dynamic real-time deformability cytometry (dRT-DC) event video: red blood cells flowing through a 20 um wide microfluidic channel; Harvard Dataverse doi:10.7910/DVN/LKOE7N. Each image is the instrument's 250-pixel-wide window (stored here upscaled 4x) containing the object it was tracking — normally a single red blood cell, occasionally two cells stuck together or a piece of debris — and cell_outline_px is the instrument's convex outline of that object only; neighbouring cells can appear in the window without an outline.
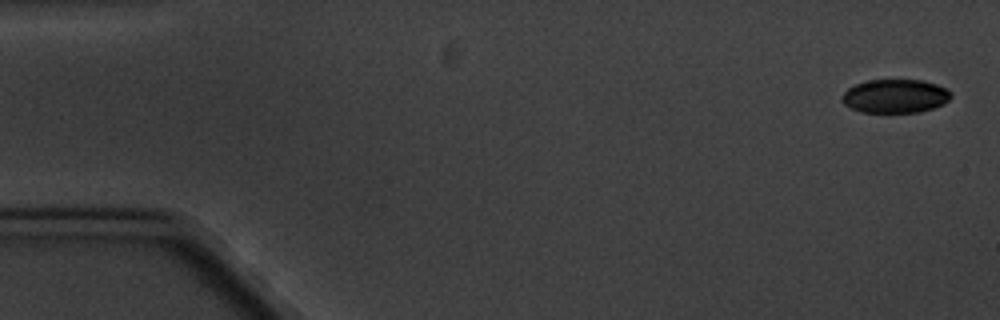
{"species": "common noctule bat (a hibernating species)", "species_latin": "Nyctalus noctula", "temperature_condition": "cold", "stored_images_in_passage": 6, "camera_frame_rate_fps": 3000, "um_per_image_px": 0.085, "animal": {"sex": "male", "body_mass_g": 20.1, "forearm_length_mm": 53.5}, "frame": {"image": 1, "passage_image": 1, "time_ms": 0.0, "image_size_px": [1000, 320], "cell_outline_px": [[952, 96], [944, 104], [920, 112], [860, 112], [844, 104], [840, 100], [840, 96], [848, 88], [856, 84], [868, 80], [924, 80], [936, 84], [952, 92]], "centroid_in_image_um": [76.08, 8.17], "position_along_channel_um": 8.9, "area_um2": 21.44}}
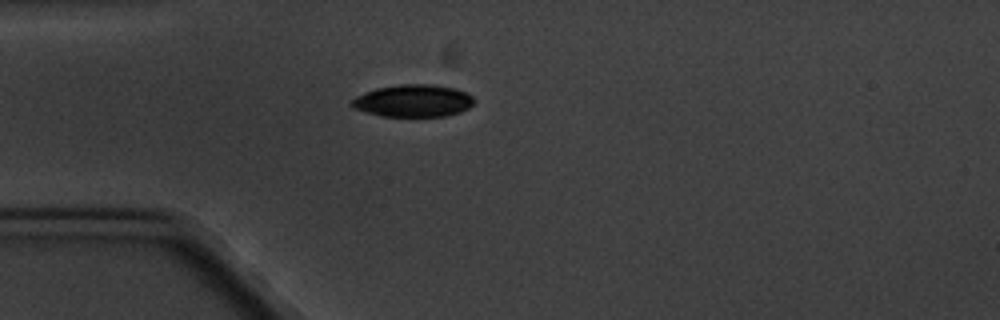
{"frame": {"image": 2, "passage_image": 5, "time_ms": 4.667, "image_size_px": [1000, 320], "cell_outline_px": [[476, 100], [468, 108], [460, 112], [444, 116], [380, 116], [364, 112], [352, 108], [348, 104], [356, 96], [376, 88], [400, 84], [432, 84], [456, 88], [472, 96]], "centroid_in_image_um": [35.09, 8.56], "position_along_channel_um": 49.9, "area_um2": 23.18}}